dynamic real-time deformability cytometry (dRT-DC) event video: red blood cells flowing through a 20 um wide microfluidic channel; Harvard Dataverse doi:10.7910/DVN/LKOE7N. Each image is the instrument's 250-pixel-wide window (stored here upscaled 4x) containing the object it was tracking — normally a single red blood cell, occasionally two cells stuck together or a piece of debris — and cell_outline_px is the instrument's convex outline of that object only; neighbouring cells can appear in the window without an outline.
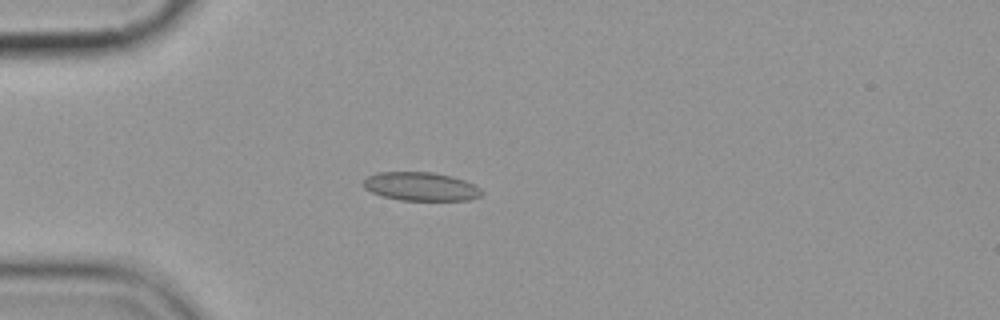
{"species": "common noctule bat (a hibernating species)", "species_latin": "Nyctalus noctula", "temperature_condition": "cold", "stored_images_in_passage": 9, "camera_frame_rate_fps": 3000, "um_per_image_px": 0.085, "animal": {"sex": "female", "body_mass_g": 19.9}, "frame": {"image": 1, "passage_image": 4, "time_ms": 3.667, "image_size_px": [1000, 320], "cell_outline_px": [[484, 192], [480, 196], [468, 200], [400, 200], [380, 196], [364, 188], [364, 180], [368, 176], [376, 172], [432, 172], [452, 176], [464, 180], [480, 188]], "centroid_in_image_um": [35.76, 15.85], "position_along_channel_um": 49.2, "area_um2": 19.71}}
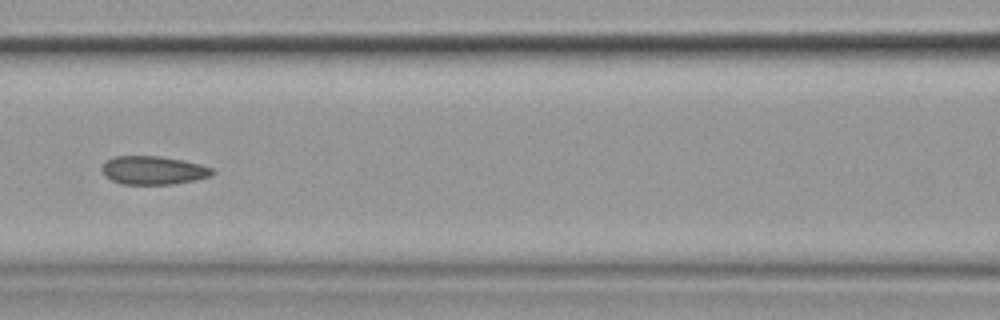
{"frame": {"image": 2, "passage_image": 7, "time_ms": 7.0, "image_size_px": [1000, 320], "cell_outline_px": [[216, 172], [208, 176], [196, 180], [172, 184], [120, 184], [104, 176], [100, 168], [112, 156], [160, 156], [184, 160], [200, 164], [212, 168]], "centroid_in_image_um": [13.01, 14.47], "position_along_channel_um": 153.6, "area_um2": 18.38}}
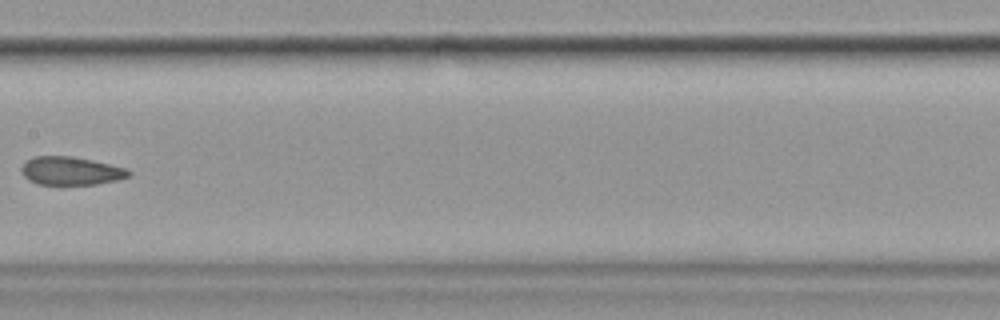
{"frame": {"image": 3, "passage_image": 8, "time_ms": 8.333, "image_size_px": [1000, 320], "cell_outline_px": [[132, 172], [128, 176], [116, 180], [96, 184], [60, 188], [36, 184], [28, 180], [24, 176], [20, 168], [24, 160], [32, 156], [72, 156], [92, 160], [128, 168]], "centroid_in_image_um": [5.96, 14.57], "position_along_channel_um": 201.4, "area_um2": 18.67}}